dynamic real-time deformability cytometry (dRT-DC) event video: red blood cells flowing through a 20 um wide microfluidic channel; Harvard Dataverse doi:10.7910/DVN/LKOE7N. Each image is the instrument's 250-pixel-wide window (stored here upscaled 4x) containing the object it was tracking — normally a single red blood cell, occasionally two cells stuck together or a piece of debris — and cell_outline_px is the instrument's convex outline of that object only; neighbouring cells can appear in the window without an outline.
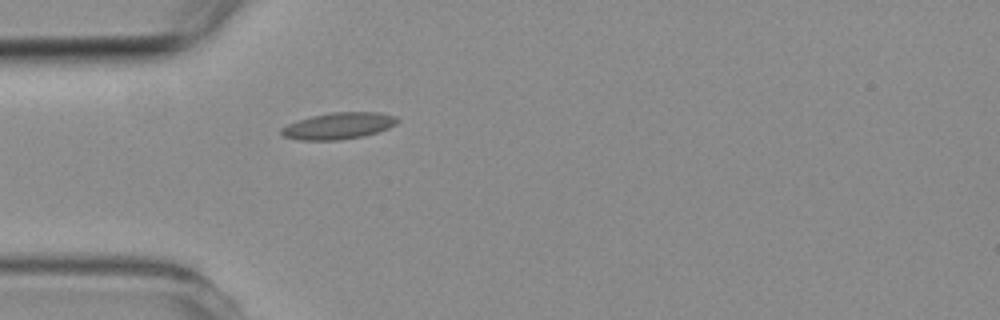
{"species": "common noctule bat (a hibernating species)", "species_latin": "Nyctalus noctula", "temperature_condition": "room temperature", "stored_images_in_passage": 1, "camera_frame_rate_fps": 3000, "um_per_image_px": 0.085, "animal": {"sex": "female", "body_mass_g": 19.3, "forearm_length_mm": 54.1}, "frame": {"image": 1, "passage_image": 1, "time_ms": 0.0, "image_size_px": [1000, 320], "cell_outline_px": [[400, 120], [396, 124], [388, 128], [364, 136], [336, 140], [300, 140], [284, 136], [280, 132], [280, 128], [288, 124], [312, 116], [332, 112], [376, 112], [396, 116]], "centroid_in_image_um": [28.79, 10.69], "position_along_channel_um": 56.2, "area_um2": 17.8}}